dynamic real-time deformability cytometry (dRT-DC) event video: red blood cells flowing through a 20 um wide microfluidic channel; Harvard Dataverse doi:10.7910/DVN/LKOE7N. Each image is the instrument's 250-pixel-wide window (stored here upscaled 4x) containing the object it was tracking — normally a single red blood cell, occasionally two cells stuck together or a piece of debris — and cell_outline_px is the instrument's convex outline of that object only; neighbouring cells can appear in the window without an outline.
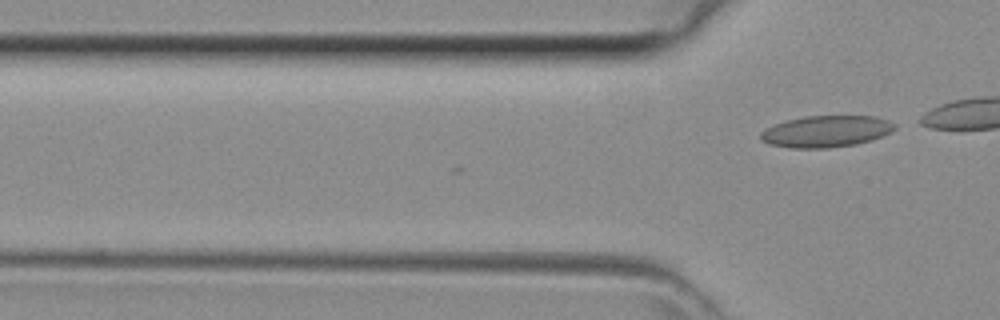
{"species": "common noctule bat (a hibernating species)", "species_latin": "Nyctalus noctula", "temperature_condition": "room temperature", "stored_images_in_passage": 3, "camera_frame_rate_fps": 3000, "um_per_image_px": 0.085, "animal": {"sex": "female", "body_mass_g": 29.2, "forearm_length_mm": 56.3}, "frame": {"image": 1, "passage_image": 3, "time_ms": 0.667, "image_size_px": [1000, 320], "cell_outline_px": [[896, 128], [872, 140], [856, 144], [828, 148], [792, 148], [768, 144], [760, 140], [760, 132], [764, 128], [784, 120], [804, 116], [872, 116], [888, 120], [896, 124]], "centroid_in_image_um": [70.15, 11.17], "position_along_channel_um": 55.6, "area_um2": 24.8}}